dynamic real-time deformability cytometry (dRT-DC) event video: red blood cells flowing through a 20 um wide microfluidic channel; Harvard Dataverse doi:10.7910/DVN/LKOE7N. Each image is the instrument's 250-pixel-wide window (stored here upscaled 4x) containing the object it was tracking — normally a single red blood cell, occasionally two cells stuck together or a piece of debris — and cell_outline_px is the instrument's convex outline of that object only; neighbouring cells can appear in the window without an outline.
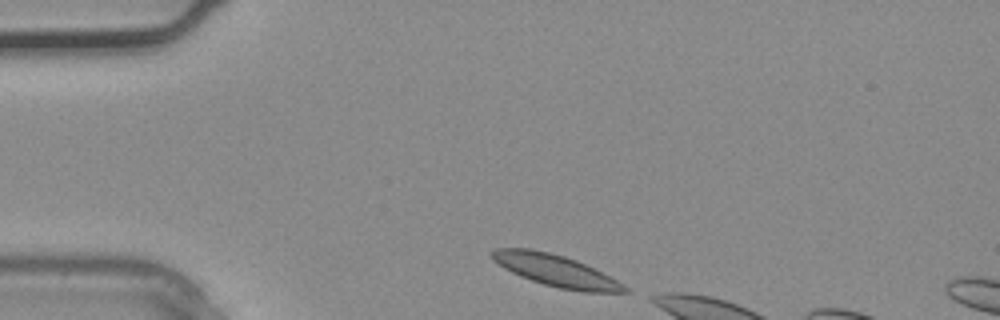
{"species": "common noctule bat (a hibernating species)", "species_latin": "Nyctalus noctula", "temperature_condition": "warm", "stored_images_in_passage": 3, "segment_of_instrument_passage": [2, 2], "camera_frame_rate_fps": 3000, "um_per_image_px": 0.085, "animal": {"sex": "male", "body_mass_g": 20.4}, "frame": {"image": 1, "passage_image": 3, "time_ms": 0.667, "image_size_px": [1000, 320], "cell_outline_px": [[632, 292], [584, 292], [560, 288], [544, 284], [520, 276], [504, 268], [492, 260], [488, 252], [496, 248], [532, 248], [564, 256], [576, 260], [624, 284]], "centroid_in_image_um": [47.19, 22.99], "position_along_channel_um": 37.8, "area_um2": 24.33}}